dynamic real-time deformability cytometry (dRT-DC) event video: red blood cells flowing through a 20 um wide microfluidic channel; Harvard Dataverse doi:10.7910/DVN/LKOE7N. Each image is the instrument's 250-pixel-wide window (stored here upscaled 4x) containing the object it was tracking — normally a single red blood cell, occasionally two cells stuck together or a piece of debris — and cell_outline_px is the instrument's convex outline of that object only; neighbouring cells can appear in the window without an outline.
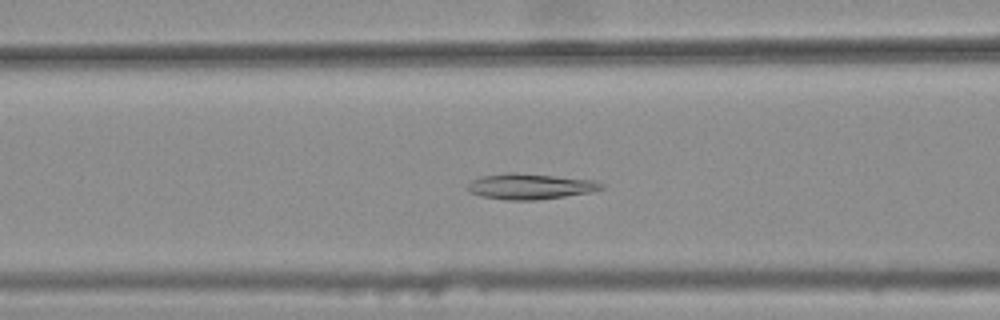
{"species": "common noctule bat (a hibernating species)", "species_latin": "Nyctalus noctula", "temperature_condition": "warm", "stored_images_in_passage": 43, "camera_frame_rate_fps": 3000, "um_per_image_px": 0.085, "animal": {"sex": "female", "body_mass_g": 25.1}, "frame": {"image": 1, "passage_image": 20, "time_ms": 6.333, "image_size_px": [1000, 320], "cell_outline_px": [[604, 188], [592, 192], [536, 200], [504, 200], [480, 196], [468, 192], [468, 184], [472, 180], [484, 176], [508, 172], [516, 172], [596, 180], [604, 184]], "centroid_in_image_um": [45.08, 15.84], "position_along_channel_um": 121.5, "area_um2": 20.11}}
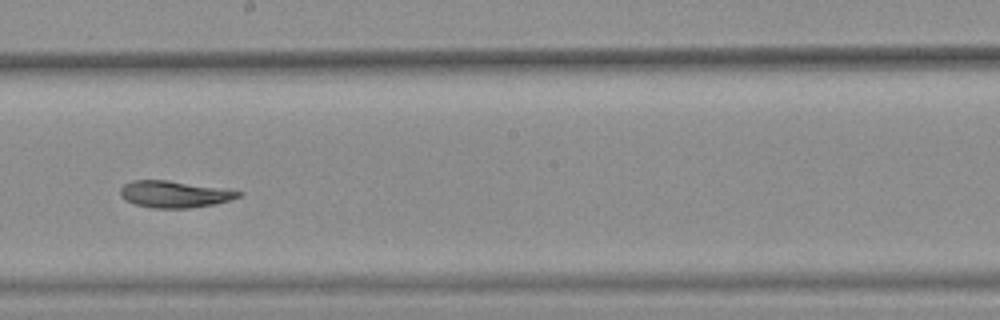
{"frame": {"image": 2, "passage_image": 29, "time_ms": 9.333, "image_size_px": [1000, 320], "cell_outline_px": [[244, 192], [240, 196], [216, 204], [188, 208], [152, 208], [136, 204], [124, 200], [120, 196], [120, 188], [124, 184], [132, 180], [168, 180], [228, 188]], "centroid_in_image_um": [14.84, 16.49], "position_along_channel_um": 233.4, "area_um2": 18.67}}
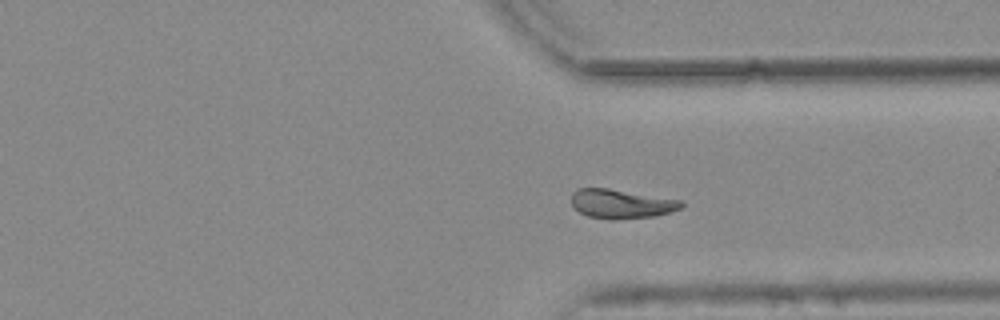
{"frame": {"image": 3, "passage_image": 39, "time_ms": 12.667, "image_size_px": [1000, 320], "cell_outline_px": [[684, 204], [680, 208], [672, 212], [652, 216], [588, 216], [580, 212], [572, 204], [572, 192], [580, 188], [608, 188], [684, 200]], "centroid_in_image_um": [52.86, 17.26], "position_along_channel_um": 358.5, "area_um2": 17.74}, "authors_computed_cell_mechanics": {"area_um2": 19.363, "velocity_mm_per_s": 3.7361, "shape_relaxation_time_tau1_ms": null, "shape_relaxation_time_tau2_ms": 4.935, "deformation_change_tau1": null, "deformation_change_tau2": 0.0948}}